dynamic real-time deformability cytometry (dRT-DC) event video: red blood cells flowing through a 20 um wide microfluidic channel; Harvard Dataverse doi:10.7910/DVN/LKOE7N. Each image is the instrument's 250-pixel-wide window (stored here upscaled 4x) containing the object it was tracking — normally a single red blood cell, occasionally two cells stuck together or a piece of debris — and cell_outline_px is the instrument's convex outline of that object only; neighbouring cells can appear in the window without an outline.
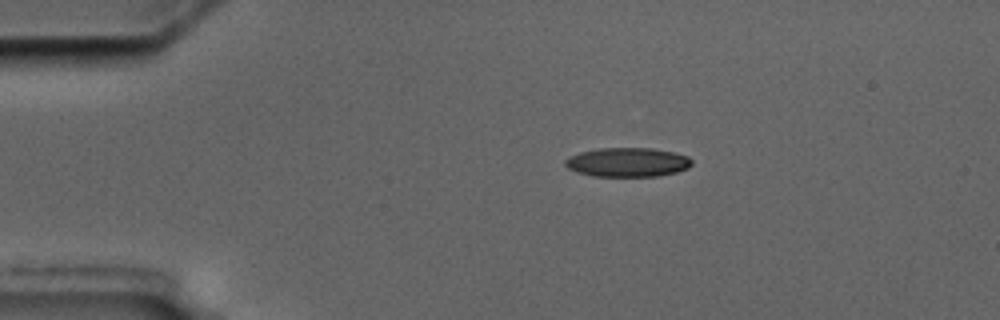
{"species": "common noctule bat (a hibernating species)", "species_latin": "Nyctalus noctula", "temperature_condition": "cold", "stored_images_in_passage": 3, "camera_frame_rate_fps": 3000, "um_per_image_px": 0.085, "animal": {"sex": "male", "body_mass_g": 17.5, "forearm_length_mm": 52.3}, "frame": {"image": 1, "passage_image": 1, "time_ms": 0.0, "image_size_px": [1000, 320], "cell_outline_px": [[692, 164], [688, 168], [676, 172], [656, 176], [592, 176], [576, 172], [568, 168], [564, 164], [564, 160], [568, 156], [580, 152], [600, 148], [652, 148], [672, 152], [688, 156], [692, 160]], "centroid_in_image_um": [53.31, 13.79], "position_along_channel_um": 31.7, "area_um2": 21.56}}